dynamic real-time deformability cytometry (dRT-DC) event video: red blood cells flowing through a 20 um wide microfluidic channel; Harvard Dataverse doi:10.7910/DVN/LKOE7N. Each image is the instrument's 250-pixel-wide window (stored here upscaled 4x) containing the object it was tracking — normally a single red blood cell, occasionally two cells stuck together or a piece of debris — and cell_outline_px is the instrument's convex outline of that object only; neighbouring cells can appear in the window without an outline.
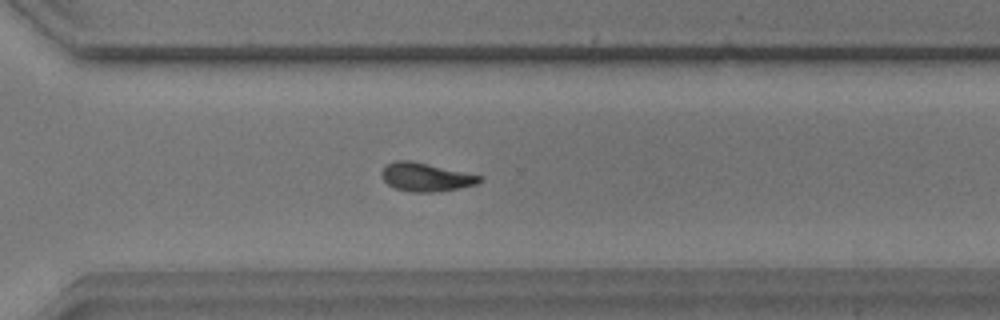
{"species": "common noctule bat (a hibernating species)", "species_latin": "Nyctalus noctula", "temperature_condition": "warm", "stored_images_in_passage": 46, "camera_frame_rate_fps": 3000, "um_per_image_px": 0.085, "animal": {"sex": "male", "body_mass_g": 17.9}, "frame": {"image": 1, "passage_image": 33, "time_ms": 10.667, "image_size_px": [1000, 320], "cell_outline_px": [[484, 180], [476, 184], [460, 188], [440, 192], [412, 192], [396, 188], [388, 184], [384, 180], [380, 172], [388, 164], [396, 160], [412, 160], [484, 176]], "centroid_in_image_um": [36.25, 15.05], "position_along_channel_um": 334.4, "area_um2": 16.42}}
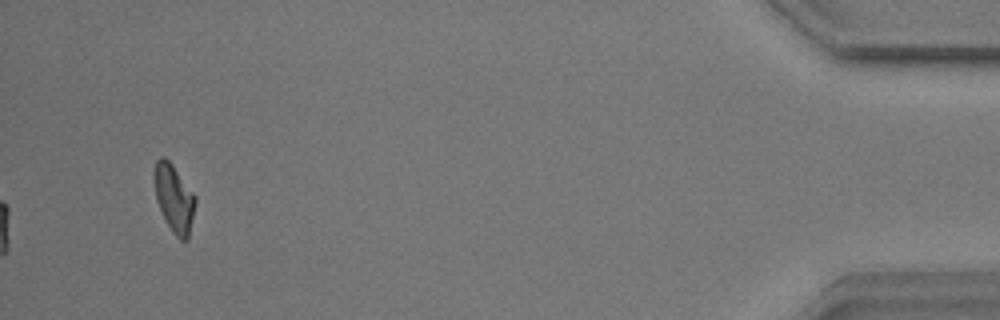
{"frame": {"image": 2, "passage_image": 46, "time_ms": 15.0, "image_size_px": [1000, 320], "cell_outline_px": [[196, 200], [188, 240], [180, 240], [172, 232], [156, 200], [152, 176], [152, 172], [156, 160], [160, 156], [164, 156], [172, 164], [196, 196]], "centroid_in_image_um": [14.77, 16.81], "position_along_channel_um": 420.4, "area_um2": 16.3}, "authors_computed_cell_mechanics": {"area_um2": 16.4152, "velocity_mm_per_s": 3.7274, "shape_relaxation_time_tau1_ms": 7.0008, "shape_relaxation_time_tau2_ms": 5.0104, "deformation_change_tau1": 0.1842, "deformation_change_tau2": 0.1202}}